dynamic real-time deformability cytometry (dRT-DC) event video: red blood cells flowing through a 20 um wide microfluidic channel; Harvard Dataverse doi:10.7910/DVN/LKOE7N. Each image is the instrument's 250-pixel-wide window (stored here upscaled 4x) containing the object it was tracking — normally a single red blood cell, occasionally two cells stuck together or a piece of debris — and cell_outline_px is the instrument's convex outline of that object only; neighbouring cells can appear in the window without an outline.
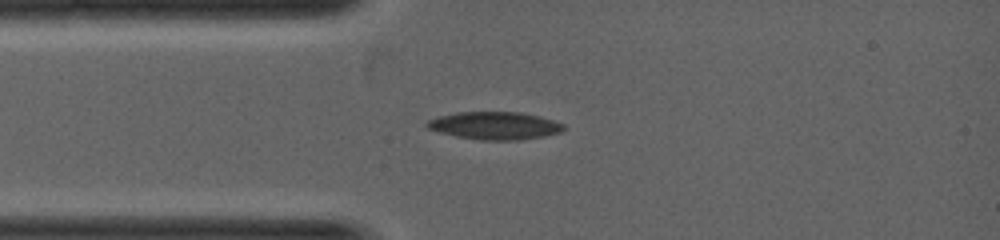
{"species": "common noctule bat (a hibernating species)", "species_latin": "Nyctalus noctula", "temperature_condition": "warm", "stored_images_in_passage": 3, "camera_frame_rate_fps": 5000, "um_per_image_px": 0.085, "animal": {"sex": "female", "body_mass_g": 19.0, "forearm_length_mm": 53.3}, "frame": {"image": 1, "passage_image": 2, "time_ms": 0.4, "image_size_px": [1000, 240], "cell_outline_px": [[564, 128], [560, 132], [544, 136], [520, 140], [480, 140], [456, 136], [440, 132], [428, 128], [424, 124], [428, 120], [440, 116], [456, 112], [520, 112], [540, 116], [564, 124]], "centroid_in_image_um": [42.05, 10.68], "position_along_channel_um": 42.9, "area_um2": 21.96}}